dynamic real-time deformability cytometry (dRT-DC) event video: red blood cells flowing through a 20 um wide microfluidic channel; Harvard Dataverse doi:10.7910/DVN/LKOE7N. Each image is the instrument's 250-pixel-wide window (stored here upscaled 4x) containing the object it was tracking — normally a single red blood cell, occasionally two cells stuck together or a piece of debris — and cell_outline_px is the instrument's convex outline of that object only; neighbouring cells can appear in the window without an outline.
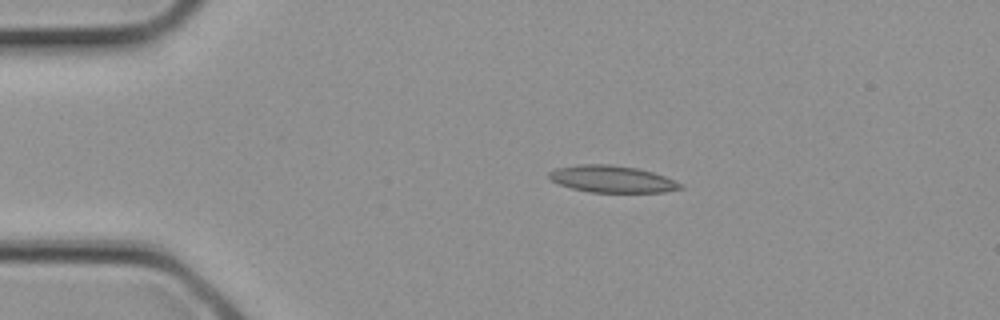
{"species": "common noctule bat (a hibernating species)", "species_latin": "Nyctalus noctula", "temperature_condition": "cold", "stored_images_in_passage": 2, "camera_frame_rate_fps": 3000, "um_per_image_px": 0.085, "animal": {"sex": "female", "body_mass_g": 21.9}, "frame": {"image": 1, "passage_image": 1, "time_ms": 0.0, "image_size_px": [1000, 320], "cell_outline_px": [[684, 188], [664, 192], [588, 192], [572, 188], [560, 184], [552, 180], [548, 176], [548, 172], [556, 168], [580, 164], [612, 164], [636, 168], [652, 172], [664, 176], [684, 184]], "centroid_in_image_um": [52.04, 15.22], "position_along_channel_um": 33.0, "area_um2": 20.58}}